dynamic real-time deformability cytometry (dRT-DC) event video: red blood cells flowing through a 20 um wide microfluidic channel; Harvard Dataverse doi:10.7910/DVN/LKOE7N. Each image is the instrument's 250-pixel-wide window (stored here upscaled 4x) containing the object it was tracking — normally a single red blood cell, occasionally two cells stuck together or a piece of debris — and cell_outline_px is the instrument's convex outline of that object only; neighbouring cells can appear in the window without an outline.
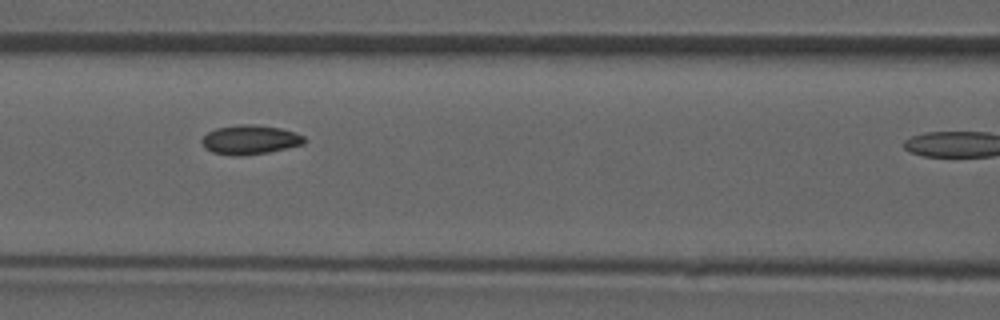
{"species": "common noctule bat (a hibernating species)", "species_latin": "Nyctalus noctula", "temperature_condition": "room temperature", "stored_images_in_passage": 6, "camera_frame_rate_fps": 3000, "um_per_image_px": 0.085, "animal": {"sex": "male", "forearm_length_mm": 52.5}, "frame": {"image": 1, "passage_image": 5, "time_ms": 4.333, "image_size_px": [1000, 320], "cell_outline_px": [[304, 144], [268, 152], [212, 152], [204, 148], [200, 140], [208, 132], [216, 128], [240, 124], [256, 124], [280, 128], [304, 136]], "centroid_in_image_um": [21.25, 11.81], "position_along_channel_um": 145.3, "area_um2": 16.53}}